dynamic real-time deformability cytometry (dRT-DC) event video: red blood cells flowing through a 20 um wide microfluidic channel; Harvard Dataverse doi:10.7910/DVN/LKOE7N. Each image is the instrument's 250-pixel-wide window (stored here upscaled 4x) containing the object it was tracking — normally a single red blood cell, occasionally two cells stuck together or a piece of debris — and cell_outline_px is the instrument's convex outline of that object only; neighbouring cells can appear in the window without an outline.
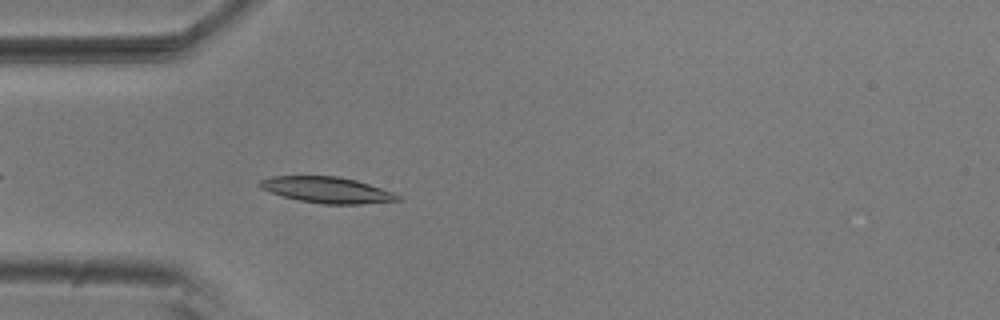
{"species": "common noctule bat (a hibernating species)", "species_latin": "Nyctalus noctula", "temperature_condition": "room temperature", "stored_images_in_passage": 5, "camera_frame_rate_fps": 3000, "um_per_image_px": 0.085, "animal": {"sex": "male", "body_mass_g": 20.5, "forearm_length_mm": 52.5}, "frame": {"image": 1, "passage_image": 5, "time_ms": 1.333, "image_size_px": [1000, 320], "cell_outline_px": [[400, 200], [360, 204], [320, 204], [300, 200], [284, 196], [260, 188], [256, 184], [260, 180], [272, 176], [336, 176], [356, 180], [396, 192], [400, 196]], "centroid_in_image_um": [27.81, 16.14], "position_along_channel_um": 57.2, "area_um2": 20.92}}